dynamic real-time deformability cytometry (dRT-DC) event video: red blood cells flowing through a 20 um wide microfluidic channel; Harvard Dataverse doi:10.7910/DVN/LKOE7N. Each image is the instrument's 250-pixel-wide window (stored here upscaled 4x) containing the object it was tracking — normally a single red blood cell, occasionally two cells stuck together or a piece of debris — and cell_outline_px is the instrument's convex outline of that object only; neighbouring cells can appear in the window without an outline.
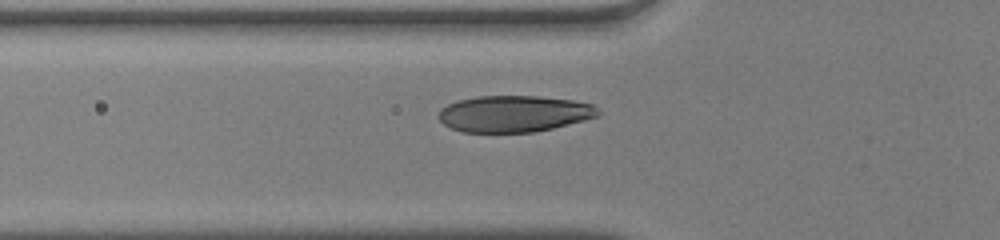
{"species": "human", "species_latin": "Homo sapiens", "temperature_condition": "warm", "stored_images_in_passage": 38, "camera_frame_rate_fps": 3000, "um_per_image_px": 0.085, "donor": {"sex": "male"}, "frame": {"image": 1, "passage_image": 10, "time_ms": 3.0, "image_size_px": [1000, 240], "cell_outline_px": [[600, 112], [596, 116], [584, 120], [536, 132], [460, 132], [444, 124], [436, 116], [440, 108], [456, 100], [476, 96], [536, 96], [572, 100], [592, 104]], "centroid_in_image_um": [43.63, 9.66], "position_along_channel_um": 82.2, "area_um2": 33.93}}
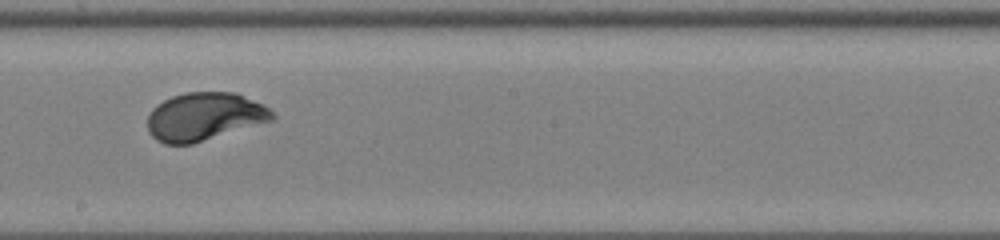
{"frame": {"image": 2, "passage_image": 21, "time_ms": 6.667, "image_size_px": [1000, 240], "cell_outline_px": [[276, 116], [272, 120], [192, 144], [164, 144], [156, 140], [148, 132], [148, 116], [152, 108], [156, 104], [172, 96], [184, 92], [236, 92], [264, 104]], "centroid_in_image_um": [17.35, 9.9], "position_along_channel_um": 230.9, "area_um2": 34.97}}
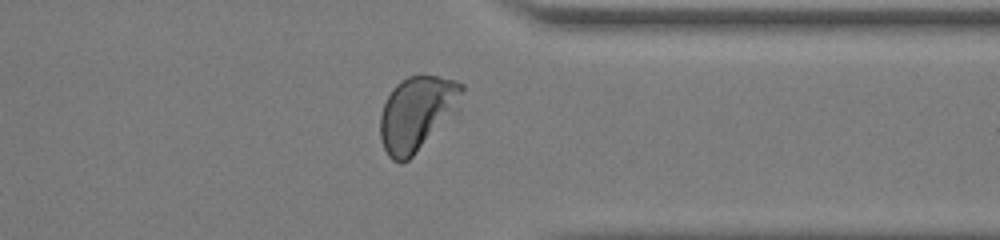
{"frame": {"image": 3, "passage_image": 32, "time_ms": 10.333, "image_size_px": [1000, 240], "cell_outline_px": [[464, 88], [460, 112], [408, 160], [400, 164], [392, 160], [388, 156], [380, 140], [380, 116], [384, 104], [392, 88], [400, 80], [408, 76], [436, 76], [456, 80], [464, 84]], "centroid_in_image_um": [35.5, 9.65], "position_along_channel_um": 375.9, "area_um2": 36.36}}